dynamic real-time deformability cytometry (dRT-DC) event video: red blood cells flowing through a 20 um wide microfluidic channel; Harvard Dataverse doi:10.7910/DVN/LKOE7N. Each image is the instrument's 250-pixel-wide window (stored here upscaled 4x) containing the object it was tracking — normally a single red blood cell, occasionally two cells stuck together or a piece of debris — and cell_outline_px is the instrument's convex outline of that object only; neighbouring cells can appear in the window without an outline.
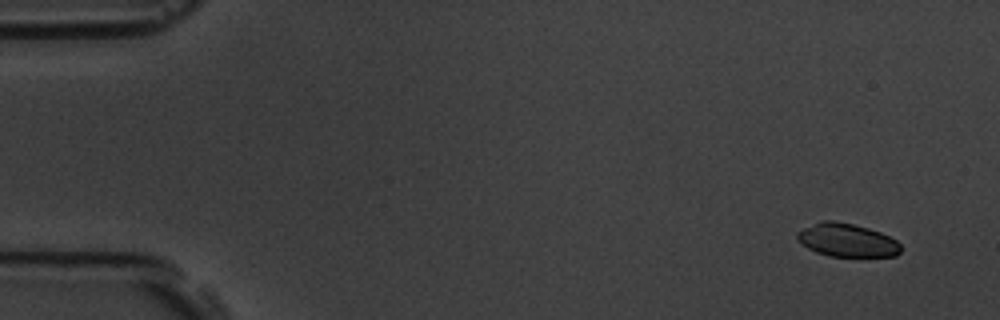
{"species": "common noctule bat (a hibernating species)", "species_latin": "Nyctalus noctula", "temperature_condition": "room temperature", "stored_images_in_passage": 4, "camera_frame_rate_fps": 3000, "um_per_image_px": 0.085, "animal": {"sex": "male", "body_mass_g": 19.5, "forearm_length_mm": 54.6}, "frame": {"image": 1, "passage_image": 1, "time_ms": 0.0, "image_size_px": [1000, 320], "cell_outline_px": [[900, 252], [896, 256], [828, 256], [816, 252], [808, 248], [796, 240], [796, 232], [820, 220], [832, 220], [852, 224], [868, 228], [880, 232], [896, 240], [900, 244]], "centroid_in_image_um": [71.96, 20.41], "position_along_channel_um": 13.0, "area_um2": 20.06}}
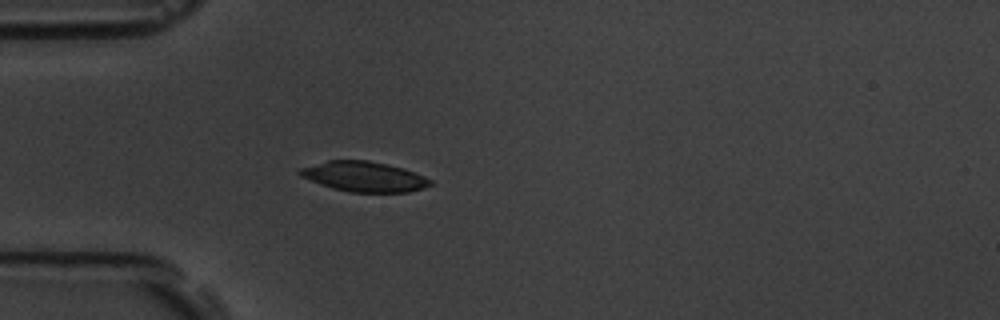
{"frame": {"image": 2, "passage_image": 4, "time_ms": 4.333, "image_size_px": [1000, 320], "cell_outline_px": [[432, 184], [424, 188], [408, 192], [348, 192], [332, 188], [320, 184], [300, 176], [296, 172], [300, 168], [328, 160], [368, 160], [388, 164], [404, 168], [424, 176], [432, 180]], "centroid_in_image_um": [30.95, 15.01], "position_along_channel_um": 54.1, "area_um2": 23.0}}